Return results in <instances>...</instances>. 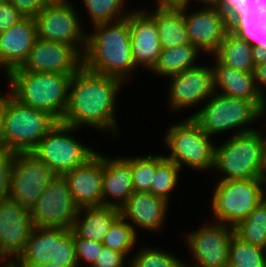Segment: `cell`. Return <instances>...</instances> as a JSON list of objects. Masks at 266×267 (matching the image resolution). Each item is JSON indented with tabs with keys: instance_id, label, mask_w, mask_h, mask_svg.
Segmentation results:
<instances>
[{
	"instance_id": "1",
	"label": "cell",
	"mask_w": 266,
	"mask_h": 267,
	"mask_svg": "<svg viewBox=\"0 0 266 267\" xmlns=\"http://www.w3.org/2000/svg\"><path fill=\"white\" fill-rule=\"evenodd\" d=\"M121 84L123 81L117 78L82 66L71 78L68 105L61 122L78 130L88 125L118 135L115 104Z\"/></svg>"
},
{
	"instance_id": "2",
	"label": "cell",
	"mask_w": 266,
	"mask_h": 267,
	"mask_svg": "<svg viewBox=\"0 0 266 267\" xmlns=\"http://www.w3.org/2000/svg\"><path fill=\"white\" fill-rule=\"evenodd\" d=\"M87 33V46L83 55V66L95 73L124 81L135 71L131 53L129 16L110 23L93 26Z\"/></svg>"
},
{
	"instance_id": "3",
	"label": "cell",
	"mask_w": 266,
	"mask_h": 267,
	"mask_svg": "<svg viewBox=\"0 0 266 267\" xmlns=\"http://www.w3.org/2000/svg\"><path fill=\"white\" fill-rule=\"evenodd\" d=\"M73 75L12 70L6 77L9 93L20 103L48 112L62 121L68 105L69 85Z\"/></svg>"
},
{
	"instance_id": "4",
	"label": "cell",
	"mask_w": 266,
	"mask_h": 267,
	"mask_svg": "<svg viewBox=\"0 0 266 267\" xmlns=\"http://www.w3.org/2000/svg\"><path fill=\"white\" fill-rule=\"evenodd\" d=\"M257 129L234 134L215 147L214 169L224 174L218 181L266 178V138Z\"/></svg>"
},
{
	"instance_id": "5",
	"label": "cell",
	"mask_w": 266,
	"mask_h": 267,
	"mask_svg": "<svg viewBox=\"0 0 266 267\" xmlns=\"http://www.w3.org/2000/svg\"><path fill=\"white\" fill-rule=\"evenodd\" d=\"M58 122L48 112L26 106L8 92L4 95L3 149L32 152Z\"/></svg>"
},
{
	"instance_id": "6",
	"label": "cell",
	"mask_w": 266,
	"mask_h": 267,
	"mask_svg": "<svg viewBox=\"0 0 266 267\" xmlns=\"http://www.w3.org/2000/svg\"><path fill=\"white\" fill-rule=\"evenodd\" d=\"M263 113L253 101L228 97L214 91L203 108L191 117L209 136L238 128L239 131L234 135L255 130L246 126L259 119Z\"/></svg>"
},
{
	"instance_id": "7",
	"label": "cell",
	"mask_w": 266,
	"mask_h": 267,
	"mask_svg": "<svg viewBox=\"0 0 266 267\" xmlns=\"http://www.w3.org/2000/svg\"><path fill=\"white\" fill-rule=\"evenodd\" d=\"M165 134V145L170 154L164 157L180 168L204 171L214 167L215 145L199 124L190 116L175 123Z\"/></svg>"
},
{
	"instance_id": "8",
	"label": "cell",
	"mask_w": 266,
	"mask_h": 267,
	"mask_svg": "<svg viewBox=\"0 0 266 267\" xmlns=\"http://www.w3.org/2000/svg\"><path fill=\"white\" fill-rule=\"evenodd\" d=\"M266 178L218 181L212 195L217 222L235 227L266 197Z\"/></svg>"
},
{
	"instance_id": "9",
	"label": "cell",
	"mask_w": 266,
	"mask_h": 267,
	"mask_svg": "<svg viewBox=\"0 0 266 267\" xmlns=\"http://www.w3.org/2000/svg\"><path fill=\"white\" fill-rule=\"evenodd\" d=\"M75 130L77 128L58 122L32 151L58 176L84 165L97 153L72 137Z\"/></svg>"
},
{
	"instance_id": "10",
	"label": "cell",
	"mask_w": 266,
	"mask_h": 267,
	"mask_svg": "<svg viewBox=\"0 0 266 267\" xmlns=\"http://www.w3.org/2000/svg\"><path fill=\"white\" fill-rule=\"evenodd\" d=\"M57 174L32 152L14 153L9 199L31 210Z\"/></svg>"
},
{
	"instance_id": "11",
	"label": "cell",
	"mask_w": 266,
	"mask_h": 267,
	"mask_svg": "<svg viewBox=\"0 0 266 267\" xmlns=\"http://www.w3.org/2000/svg\"><path fill=\"white\" fill-rule=\"evenodd\" d=\"M73 6L71 2L47 4L35 17L37 37L73 46L84 55L87 34Z\"/></svg>"
},
{
	"instance_id": "12",
	"label": "cell",
	"mask_w": 266,
	"mask_h": 267,
	"mask_svg": "<svg viewBox=\"0 0 266 267\" xmlns=\"http://www.w3.org/2000/svg\"><path fill=\"white\" fill-rule=\"evenodd\" d=\"M80 207L74 201L63 176H56L31 208L34 227L72 230Z\"/></svg>"
},
{
	"instance_id": "13",
	"label": "cell",
	"mask_w": 266,
	"mask_h": 267,
	"mask_svg": "<svg viewBox=\"0 0 266 267\" xmlns=\"http://www.w3.org/2000/svg\"><path fill=\"white\" fill-rule=\"evenodd\" d=\"M234 234V227L216 221L190 232L186 244L196 263L192 266L184 263V266L228 267L230 241Z\"/></svg>"
},
{
	"instance_id": "14",
	"label": "cell",
	"mask_w": 266,
	"mask_h": 267,
	"mask_svg": "<svg viewBox=\"0 0 266 267\" xmlns=\"http://www.w3.org/2000/svg\"><path fill=\"white\" fill-rule=\"evenodd\" d=\"M82 66L83 55L75 47L37 37L26 61L18 69L74 75Z\"/></svg>"
},
{
	"instance_id": "15",
	"label": "cell",
	"mask_w": 266,
	"mask_h": 267,
	"mask_svg": "<svg viewBox=\"0 0 266 267\" xmlns=\"http://www.w3.org/2000/svg\"><path fill=\"white\" fill-rule=\"evenodd\" d=\"M29 209L11 199L0 201V258H19L34 229Z\"/></svg>"
},
{
	"instance_id": "16",
	"label": "cell",
	"mask_w": 266,
	"mask_h": 267,
	"mask_svg": "<svg viewBox=\"0 0 266 267\" xmlns=\"http://www.w3.org/2000/svg\"><path fill=\"white\" fill-rule=\"evenodd\" d=\"M205 6L193 13H186L188 7L181 9L191 44L214 55L229 31L228 19L215 5Z\"/></svg>"
},
{
	"instance_id": "17",
	"label": "cell",
	"mask_w": 266,
	"mask_h": 267,
	"mask_svg": "<svg viewBox=\"0 0 266 267\" xmlns=\"http://www.w3.org/2000/svg\"><path fill=\"white\" fill-rule=\"evenodd\" d=\"M168 78H171L168 104L174 111L204 103L214 93L212 67L196 66Z\"/></svg>"
},
{
	"instance_id": "18",
	"label": "cell",
	"mask_w": 266,
	"mask_h": 267,
	"mask_svg": "<svg viewBox=\"0 0 266 267\" xmlns=\"http://www.w3.org/2000/svg\"><path fill=\"white\" fill-rule=\"evenodd\" d=\"M129 28L135 66L152 70L162 51L155 19L145 9L132 10L129 14Z\"/></svg>"
},
{
	"instance_id": "19",
	"label": "cell",
	"mask_w": 266,
	"mask_h": 267,
	"mask_svg": "<svg viewBox=\"0 0 266 267\" xmlns=\"http://www.w3.org/2000/svg\"><path fill=\"white\" fill-rule=\"evenodd\" d=\"M36 39L37 25L33 17H24L0 33V68H4L5 74L23 65Z\"/></svg>"
},
{
	"instance_id": "20",
	"label": "cell",
	"mask_w": 266,
	"mask_h": 267,
	"mask_svg": "<svg viewBox=\"0 0 266 267\" xmlns=\"http://www.w3.org/2000/svg\"><path fill=\"white\" fill-rule=\"evenodd\" d=\"M76 204L102 206V154L96 153L84 165L63 175Z\"/></svg>"
},
{
	"instance_id": "21",
	"label": "cell",
	"mask_w": 266,
	"mask_h": 267,
	"mask_svg": "<svg viewBox=\"0 0 266 267\" xmlns=\"http://www.w3.org/2000/svg\"><path fill=\"white\" fill-rule=\"evenodd\" d=\"M133 192L131 157L102 155V205L120 209Z\"/></svg>"
},
{
	"instance_id": "22",
	"label": "cell",
	"mask_w": 266,
	"mask_h": 267,
	"mask_svg": "<svg viewBox=\"0 0 266 267\" xmlns=\"http://www.w3.org/2000/svg\"><path fill=\"white\" fill-rule=\"evenodd\" d=\"M167 208L168 202L164 199L150 192L134 191L120 208V215L131 222L136 233V226L139 229L158 231L165 222Z\"/></svg>"
},
{
	"instance_id": "23",
	"label": "cell",
	"mask_w": 266,
	"mask_h": 267,
	"mask_svg": "<svg viewBox=\"0 0 266 267\" xmlns=\"http://www.w3.org/2000/svg\"><path fill=\"white\" fill-rule=\"evenodd\" d=\"M213 58L216 62L212 66L214 91L228 97L253 101L265 113L266 102L257 91L254 73L235 70L223 65L215 56Z\"/></svg>"
},
{
	"instance_id": "24",
	"label": "cell",
	"mask_w": 266,
	"mask_h": 267,
	"mask_svg": "<svg viewBox=\"0 0 266 267\" xmlns=\"http://www.w3.org/2000/svg\"><path fill=\"white\" fill-rule=\"evenodd\" d=\"M81 214L83 217H80ZM120 216V209L115 207H81L72 231L80 238L103 243L111 225Z\"/></svg>"
},
{
	"instance_id": "25",
	"label": "cell",
	"mask_w": 266,
	"mask_h": 267,
	"mask_svg": "<svg viewBox=\"0 0 266 267\" xmlns=\"http://www.w3.org/2000/svg\"><path fill=\"white\" fill-rule=\"evenodd\" d=\"M148 13L156 21L162 49L191 44L181 8H156Z\"/></svg>"
},
{
	"instance_id": "26",
	"label": "cell",
	"mask_w": 266,
	"mask_h": 267,
	"mask_svg": "<svg viewBox=\"0 0 266 267\" xmlns=\"http://www.w3.org/2000/svg\"><path fill=\"white\" fill-rule=\"evenodd\" d=\"M213 56L227 67L247 73H254L255 64L252 47L229 31Z\"/></svg>"
},
{
	"instance_id": "27",
	"label": "cell",
	"mask_w": 266,
	"mask_h": 267,
	"mask_svg": "<svg viewBox=\"0 0 266 267\" xmlns=\"http://www.w3.org/2000/svg\"><path fill=\"white\" fill-rule=\"evenodd\" d=\"M200 52L201 51L192 44L162 49L158 62L150 72L155 73V75H160V77H169L187 69L194 68L198 66L195 61Z\"/></svg>"
},
{
	"instance_id": "28",
	"label": "cell",
	"mask_w": 266,
	"mask_h": 267,
	"mask_svg": "<svg viewBox=\"0 0 266 267\" xmlns=\"http://www.w3.org/2000/svg\"><path fill=\"white\" fill-rule=\"evenodd\" d=\"M234 232L242 241L266 248V197L234 227Z\"/></svg>"
},
{
	"instance_id": "29",
	"label": "cell",
	"mask_w": 266,
	"mask_h": 267,
	"mask_svg": "<svg viewBox=\"0 0 266 267\" xmlns=\"http://www.w3.org/2000/svg\"><path fill=\"white\" fill-rule=\"evenodd\" d=\"M53 248V227H35L19 259L27 264H48Z\"/></svg>"
},
{
	"instance_id": "30",
	"label": "cell",
	"mask_w": 266,
	"mask_h": 267,
	"mask_svg": "<svg viewBox=\"0 0 266 267\" xmlns=\"http://www.w3.org/2000/svg\"><path fill=\"white\" fill-rule=\"evenodd\" d=\"M179 171L181 168L173 161L166 159L164 155H156V171L150 186V193L169 203L170 193L179 180Z\"/></svg>"
},
{
	"instance_id": "31",
	"label": "cell",
	"mask_w": 266,
	"mask_h": 267,
	"mask_svg": "<svg viewBox=\"0 0 266 267\" xmlns=\"http://www.w3.org/2000/svg\"><path fill=\"white\" fill-rule=\"evenodd\" d=\"M228 267H266V248L244 242L234 234L230 241Z\"/></svg>"
},
{
	"instance_id": "32",
	"label": "cell",
	"mask_w": 266,
	"mask_h": 267,
	"mask_svg": "<svg viewBox=\"0 0 266 267\" xmlns=\"http://www.w3.org/2000/svg\"><path fill=\"white\" fill-rule=\"evenodd\" d=\"M137 233L126 219L120 216L106 234L103 245L127 257L137 243Z\"/></svg>"
},
{
	"instance_id": "33",
	"label": "cell",
	"mask_w": 266,
	"mask_h": 267,
	"mask_svg": "<svg viewBox=\"0 0 266 267\" xmlns=\"http://www.w3.org/2000/svg\"><path fill=\"white\" fill-rule=\"evenodd\" d=\"M92 25L120 21L130 12H122L125 0H82ZM124 13V14H123Z\"/></svg>"
},
{
	"instance_id": "34",
	"label": "cell",
	"mask_w": 266,
	"mask_h": 267,
	"mask_svg": "<svg viewBox=\"0 0 266 267\" xmlns=\"http://www.w3.org/2000/svg\"><path fill=\"white\" fill-rule=\"evenodd\" d=\"M49 258L64 267H79L72 230L53 228V248Z\"/></svg>"
},
{
	"instance_id": "35",
	"label": "cell",
	"mask_w": 266,
	"mask_h": 267,
	"mask_svg": "<svg viewBox=\"0 0 266 267\" xmlns=\"http://www.w3.org/2000/svg\"><path fill=\"white\" fill-rule=\"evenodd\" d=\"M129 267H185L183 261L161 249L141 247L130 258Z\"/></svg>"
},
{
	"instance_id": "36",
	"label": "cell",
	"mask_w": 266,
	"mask_h": 267,
	"mask_svg": "<svg viewBox=\"0 0 266 267\" xmlns=\"http://www.w3.org/2000/svg\"><path fill=\"white\" fill-rule=\"evenodd\" d=\"M229 32L246 41L251 47L266 49V29H255L244 13H238L228 21Z\"/></svg>"
},
{
	"instance_id": "37",
	"label": "cell",
	"mask_w": 266,
	"mask_h": 267,
	"mask_svg": "<svg viewBox=\"0 0 266 267\" xmlns=\"http://www.w3.org/2000/svg\"><path fill=\"white\" fill-rule=\"evenodd\" d=\"M132 182L135 192H150L156 171V155L131 157Z\"/></svg>"
},
{
	"instance_id": "38",
	"label": "cell",
	"mask_w": 266,
	"mask_h": 267,
	"mask_svg": "<svg viewBox=\"0 0 266 267\" xmlns=\"http://www.w3.org/2000/svg\"><path fill=\"white\" fill-rule=\"evenodd\" d=\"M74 246L76 250L78 266H80L82 261H85V263H88L87 267H91L104 245L101 242L80 238L74 233Z\"/></svg>"
},
{
	"instance_id": "39",
	"label": "cell",
	"mask_w": 266,
	"mask_h": 267,
	"mask_svg": "<svg viewBox=\"0 0 266 267\" xmlns=\"http://www.w3.org/2000/svg\"><path fill=\"white\" fill-rule=\"evenodd\" d=\"M14 153L0 150V201L9 199Z\"/></svg>"
},
{
	"instance_id": "40",
	"label": "cell",
	"mask_w": 266,
	"mask_h": 267,
	"mask_svg": "<svg viewBox=\"0 0 266 267\" xmlns=\"http://www.w3.org/2000/svg\"><path fill=\"white\" fill-rule=\"evenodd\" d=\"M127 256L108 247L103 246L94 264L91 267H124ZM129 267V263H127ZM125 266V267H126Z\"/></svg>"
},
{
	"instance_id": "41",
	"label": "cell",
	"mask_w": 266,
	"mask_h": 267,
	"mask_svg": "<svg viewBox=\"0 0 266 267\" xmlns=\"http://www.w3.org/2000/svg\"><path fill=\"white\" fill-rule=\"evenodd\" d=\"M266 0H218L215 6L228 19V21L238 13H244L247 7H250L253 2Z\"/></svg>"
},
{
	"instance_id": "42",
	"label": "cell",
	"mask_w": 266,
	"mask_h": 267,
	"mask_svg": "<svg viewBox=\"0 0 266 267\" xmlns=\"http://www.w3.org/2000/svg\"><path fill=\"white\" fill-rule=\"evenodd\" d=\"M24 17L11 2L0 4V33L5 32Z\"/></svg>"
},
{
	"instance_id": "43",
	"label": "cell",
	"mask_w": 266,
	"mask_h": 267,
	"mask_svg": "<svg viewBox=\"0 0 266 267\" xmlns=\"http://www.w3.org/2000/svg\"><path fill=\"white\" fill-rule=\"evenodd\" d=\"M255 29H266V1L253 2L245 11Z\"/></svg>"
},
{
	"instance_id": "44",
	"label": "cell",
	"mask_w": 266,
	"mask_h": 267,
	"mask_svg": "<svg viewBox=\"0 0 266 267\" xmlns=\"http://www.w3.org/2000/svg\"><path fill=\"white\" fill-rule=\"evenodd\" d=\"M10 2L25 17L33 18L48 4L45 0H10Z\"/></svg>"
},
{
	"instance_id": "45",
	"label": "cell",
	"mask_w": 266,
	"mask_h": 267,
	"mask_svg": "<svg viewBox=\"0 0 266 267\" xmlns=\"http://www.w3.org/2000/svg\"><path fill=\"white\" fill-rule=\"evenodd\" d=\"M254 78L257 87V91L261 98L266 102V97L264 95V86L266 87V63L255 66ZM262 84V86H261Z\"/></svg>"
},
{
	"instance_id": "46",
	"label": "cell",
	"mask_w": 266,
	"mask_h": 267,
	"mask_svg": "<svg viewBox=\"0 0 266 267\" xmlns=\"http://www.w3.org/2000/svg\"><path fill=\"white\" fill-rule=\"evenodd\" d=\"M156 8H182L188 7L191 0H156Z\"/></svg>"
},
{
	"instance_id": "47",
	"label": "cell",
	"mask_w": 266,
	"mask_h": 267,
	"mask_svg": "<svg viewBox=\"0 0 266 267\" xmlns=\"http://www.w3.org/2000/svg\"><path fill=\"white\" fill-rule=\"evenodd\" d=\"M9 267H64L60 265L59 263L50 262L48 264H27L22 262L19 258H13L11 260H8Z\"/></svg>"
},
{
	"instance_id": "48",
	"label": "cell",
	"mask_w": 266,
	"mask_h": 267,
	"mask_svg": "<svg viewBox=\"0 0 266 267\" xmlns=\"http://www.w3.org/2000/svg\"><path fill=\"white\" fill-rule=\"evenodd\" d=\"M252 55L255 66L266 63V49L262 46L252 47Z\"/></svg>"
},
{
	"instance_id": "49",
	"label": "cell",
	"mask_w": 266,
	"mask_h": 267,
	"mask_svg": "<svg viewBox=\"0 0 266 267\" xmlns=\"http://www.w3.org/2000/svg\"><path fill=\"white\" fill-rule=\"evenodd\" d=\"M4 95H0V150H3Z\"/></svg>"
},
{
	"instance_id": "50",
	"label": "cell",
	"mask_w": 266,
	"mask_h": 267,
	"mask_svg": "<svg viewBox=\"0 0 266 267\" xmlns=\"http://www.w3.org/2000/svg\"><path fill=\"white\" fill-rule=\"evenodd\" d=\"M194 1L202 2L203 4L205 3V4H208V5H215L218 0H194Z\"/></svg>"
},
{
	"instance_id": "51",
	"label": "cell",
	"mask_w": 266,
	"mask_h": 267,
	"mask_svg": "<svg viewBox=\"0 0 266 267\" xmlns=\"http://www.w3.org/2000/svg\"><path fill=\"white\" fill-rule=\"evenodd\" d=\"M48 4H53V3H66L69 2L67 0H45Z\"/></svg>"
},
{
	"instance_id": "52",
	"label": "cell",
	"mask_w": 266,
	"mask_h": 267,
	"mask_svg": "<svg viewBox=\"0 0 266 267\" xmlns=\"http://www.w3.org/2000/svg\"><path fill=\"white\" fill-rule=\"evenodd\" d=\"M6 263V264H5ZM4 264L2 263V265L0 266V267H9V264H8V262H5Z\"/></svg>"
},
{
	"instance_id": "53",
	"label": "cell",
	"mask_w": 266,
	"mask_h": 267,
	"mask_svg": "<svg viewBox=\"0 0 266 267\" xmlns=\"http://www.w3.org/2000/svg\"><path fill=\"white\" fill-rule=\"evenodd\" d=\"M6 2H10V0H0V4L6 3Z\"/></svg>"
}]
</instances>
